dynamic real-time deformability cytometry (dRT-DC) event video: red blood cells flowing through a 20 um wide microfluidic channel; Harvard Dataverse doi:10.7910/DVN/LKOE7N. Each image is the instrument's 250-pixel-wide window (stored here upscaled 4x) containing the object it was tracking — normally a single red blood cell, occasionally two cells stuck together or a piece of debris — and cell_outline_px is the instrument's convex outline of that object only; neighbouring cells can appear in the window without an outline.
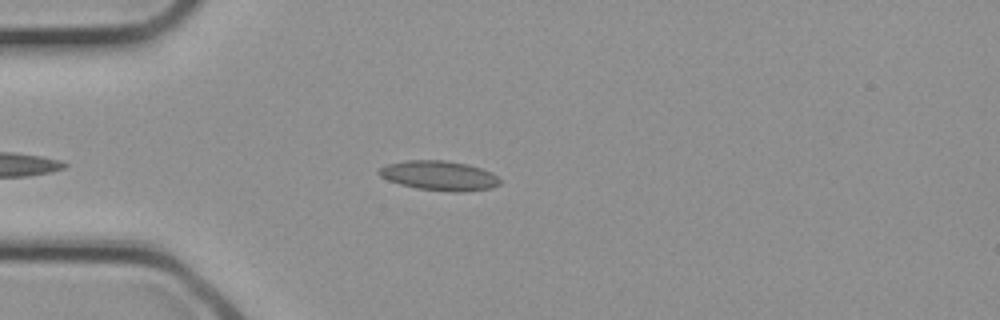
{"species": "common noctule bat (a hibernating species)", "species_latin": "Nyctalus noctula", "temperature_condition": "cold", "stored_images_in_passage": 26, "camera_frame_rate_fps": 3000, "um_per_image_px": 0.085, "animal": {"sex": "female", "body_mass_g": 21.9}, "frame": {"image": 1, "passage_image": 5, "time_ms": 1.333, "image_size_px": [1000, 320], "cell_outline_px": [[500, 184], [492, 188], [456, 192], [452, 192], [416, 188], [400, 184], [388, 180], [380, 176], [376, 172], [380, 168], [388, 164], [404, 160], [444, 160], [468, 164], [492, 172], [500, 180]], "centroid_in_image_um": [37.32, 14.92], "position_along_channel_um": 47.7, "area_um2": 20.87}}
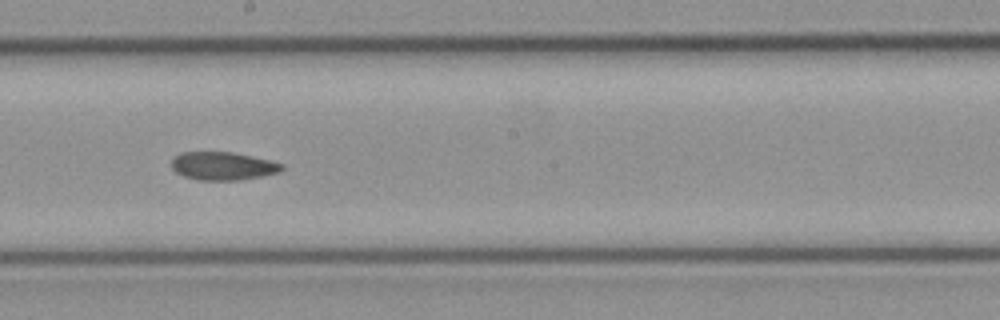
{"frame": {"image": 2, "passage_image": 14, "time_ms": 4.333, "image_size_px": [1000, 320], "cell_outline_px": [[284, 168], [280, 172], [240, 180], [200, 180], [184, 176], [176, 172], [172, 168], [172, 156], [180, 152], [232, 152], [252, 156], [284, 164]], "centroid_in_image_um": [18.93, 14.1], "position_along_channel_um": 229.3, "area_um2": 18.09}}
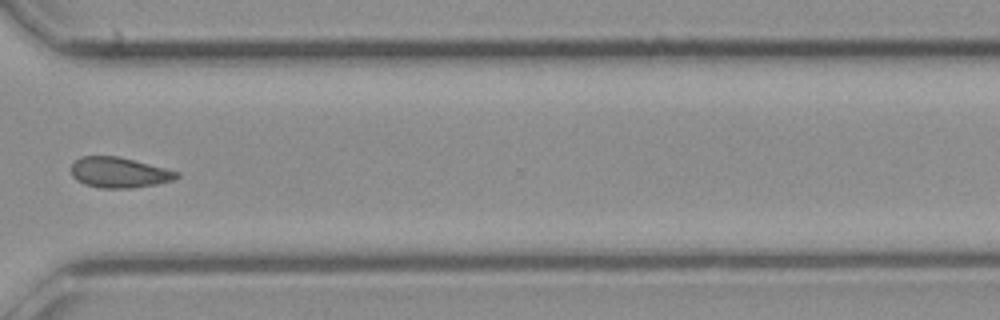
{"frame": {"image": 3, "passage_image": 20, "time_ms": 6.333, "image_size_px": [1000, 320], "cell_outline_px": [[180, 176], [172, 180], [156, 184], [132, 188], [100, 188], [84, 184], [76, 180], [72, 176], [72, 164], [80, 156], [116, 156], [180, 172]], "centroid_in_image_um": [10.1, 14.67], "position_along_channel_um": 360.5, "area_um2": 18.55}}